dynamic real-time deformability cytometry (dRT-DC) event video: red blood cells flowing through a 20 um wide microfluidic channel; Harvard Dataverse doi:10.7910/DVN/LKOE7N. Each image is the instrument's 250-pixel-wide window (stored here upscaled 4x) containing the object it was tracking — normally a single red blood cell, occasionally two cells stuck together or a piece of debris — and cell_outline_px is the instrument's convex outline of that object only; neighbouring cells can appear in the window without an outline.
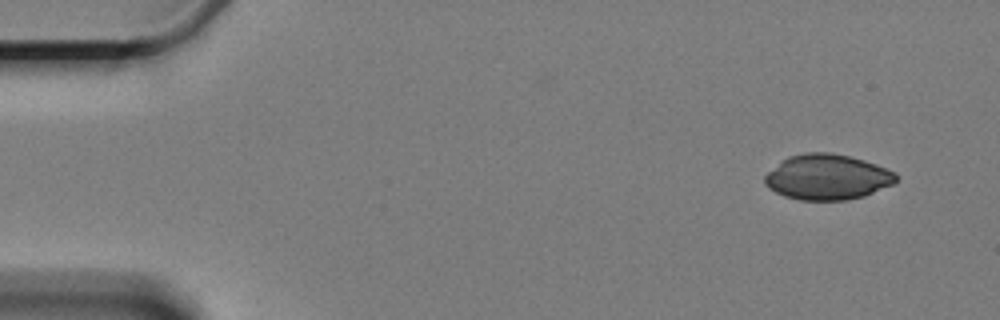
{"species": "Egyptian fruit bat (a non-hibernating species)", "species_latin": "Rousettus aegyptiacus", "temperature_condition": "cold", "stored_images_in_passage": 5, "camera_frame_rate_fps": 3000, "um_per_image_px": 0.085, "animal": {"sex": "female"}, "frame": {"image": 1, "passage_image": 1, "time_ms": 0.0, "image_size_px": [1000, 320], "cell_outline_px": [[900, 180], [896, 184], [864, 196], [848, 200], [800, 200], [784, 196], [768, 188], [764, 184], [764, 176], [768, 172], [788, 156], [808, 152], [828, 152], [848, 156], [864, 160], [876, 164], [896, 172]], "centroid_in_image_um": [70.37, 15.06], "position_along_channel_um": 14.6, "area_um2": 35.03}}